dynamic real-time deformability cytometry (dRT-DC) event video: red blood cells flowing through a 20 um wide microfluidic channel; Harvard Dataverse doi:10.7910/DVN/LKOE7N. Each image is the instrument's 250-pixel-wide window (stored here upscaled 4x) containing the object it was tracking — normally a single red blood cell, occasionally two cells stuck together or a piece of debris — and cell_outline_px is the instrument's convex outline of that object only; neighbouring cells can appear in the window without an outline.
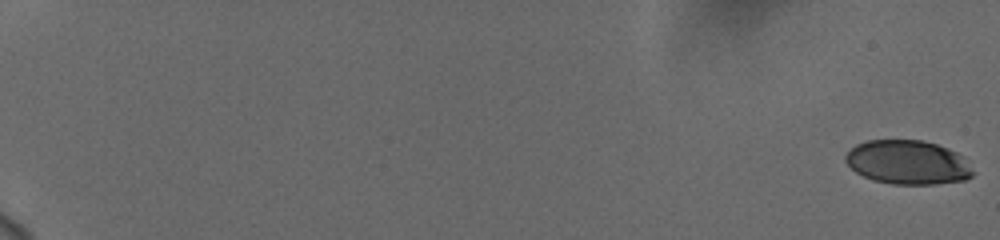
{"species": "human", "species_latin": "Homo sapiens", "temperature_condition": "cold", "stored_images_in_passage": 59, "camera_frame_rate_fps": 3000, "um_per_image_px": 0.085, "donor": {"sex": "female"}, "frame": {"image": 1, "passage_image": 1, "time_ms": 0.0, "image_size_px": [1000, 240], "cell_outline_px": [[976, 172], [972, 176], [964, 180], [936, 184], [892, 184], [872, 180], [856, 172], [844, 160], [844, 156], [856, 144], [868, 140], [920, 140], [936, 144], [948, 148], [956, 152]], "centroid_in_image_um": [77.15, 13.8], "position_along_channel_um": 7.8, "area_um2": 32.6}}
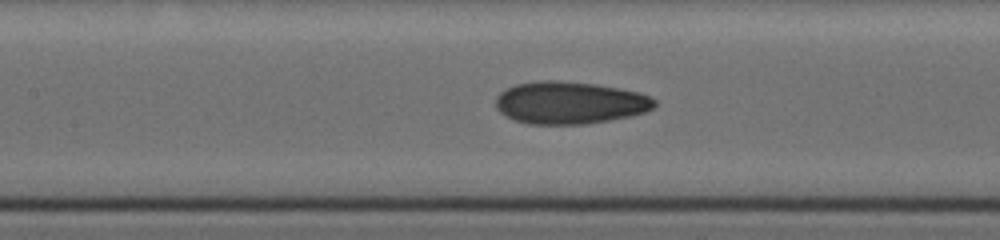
{"frame": {"image": 2, "passage_image": 32, "time_ms": 10.333, "image_size_px": [1000, 240], "cell_outline_px": [[656, 104], [652, 108], [644, 112], [632, 116], [588, 124], [528, 124], [516, 120], [500, 112], [496, 108], [496, 96], [500, 92], [516, 84], [544, 80], [556, 80], [592, 84], [640, 92], [656, 100]], "centroid_in_image_um": [48.43, 8.74], "position_along_channel_um": 159.0, "area_um2": 39.02}}
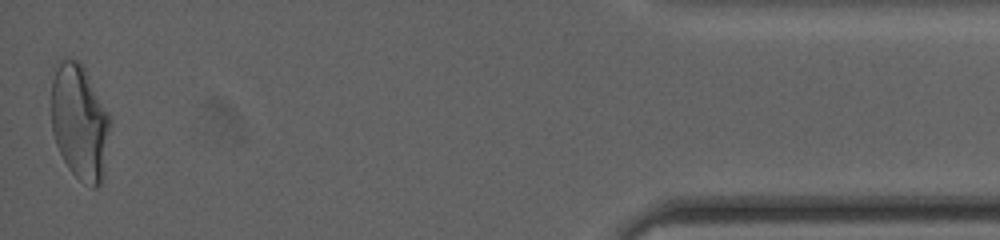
{"frame": {"image": 3, "passage_image": 59, "time_ms": 19.333, "image_size_px": [1000, 240], "cell_outline_px": [[112, 124], [104, 176], [100, 184], [96, 188], [92, 188], [80, 180], [68, 168], [56, 144], [52, 132], [52, 80], [60, 60], [80, 60], [112, 116]], "centroid_in_image_um": [6.83, 10.41], "position_along_channel_um": 428.4, "area_um2": 40.17}, "authors_computed_cell_mechanics": {"area_um2": 37.3388, "velocity_mm_per_s": 3.7157, "shape_relaxation_time_tau1_ms": 6.2031, "shape_relaxation_time_tau2_ms": 1.444, "deformation_change_tau1": 0.1741, "deformation_change_tau2": 0.0727}}